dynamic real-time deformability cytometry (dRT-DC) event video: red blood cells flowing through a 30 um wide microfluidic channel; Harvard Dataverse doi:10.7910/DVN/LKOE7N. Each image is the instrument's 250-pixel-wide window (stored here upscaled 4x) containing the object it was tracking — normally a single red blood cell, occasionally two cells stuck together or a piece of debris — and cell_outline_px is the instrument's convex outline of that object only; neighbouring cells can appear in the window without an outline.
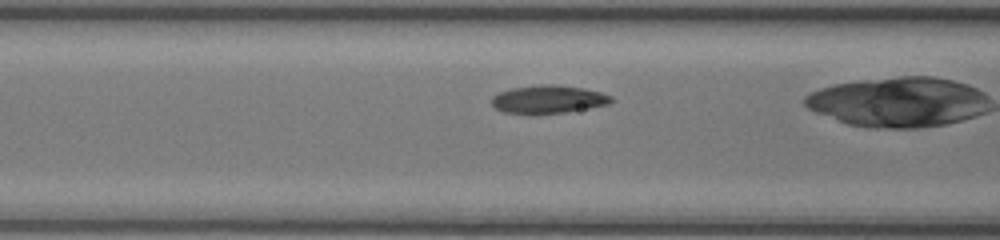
{"species": "common noctule bat (a hibernating species)", "species_latin": "Nyctalus noctula", "temperature_condition": "room temperature", "stored_images_in_passage": 26, "camera_frame_rate_fps": 3000, "um_per_image_px": 0.085, "animal": {"sex": "female", "body_mass_g": 17.0, "forearm_length_mm": 48.0}, "frame": {"image": 1, "passage_image": 8, "time_ms": 2.333, "image_size_px": [1000, 240], "cell_outline_px": [[616, 100], [608, 104], [588, 108], [564, 112], [536, 116], [532, 116], [504, 112], [496, 108], [492, 104], [492, 96], [508, 88], [540, 84], [560, 84], [584, 88], [600, 92], [612, 96]], "centroid_in_image_um": [46.58, 8.45], "position_along_channel_um": 120.0, "area_um2": 20.23}}